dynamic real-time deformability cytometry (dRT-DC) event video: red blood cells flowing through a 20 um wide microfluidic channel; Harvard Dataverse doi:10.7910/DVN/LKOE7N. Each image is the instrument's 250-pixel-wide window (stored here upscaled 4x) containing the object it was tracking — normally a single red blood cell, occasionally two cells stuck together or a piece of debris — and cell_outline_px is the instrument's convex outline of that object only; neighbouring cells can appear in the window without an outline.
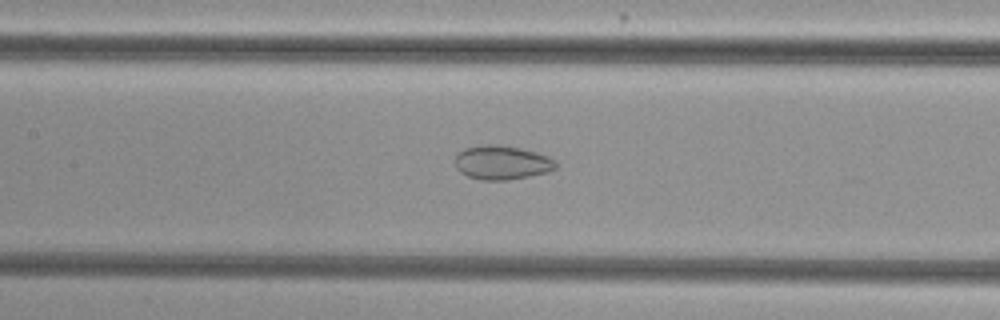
{"species": "common noctule bat (a hibernating species)", "species_latin": "Nyctalus noctula", "temperature_condition": "cold", "stored_images_in_passage": 52, "camera_frame_rate_fps": 3000, "um_per_image_px": 0.085, "animal": {"sex": "female", "body_mass_g": 29.2, "forearm_length_mm": 56.3}, "frame": {"image": 1, "passage_image": 24, "time_ms": 7.667, "image_size_px": [1000, 320], "cell_outline_px": [[556, 168], [548, 172], [508, 180], [480, 180], [468, 176], [460, 172], [456, 168], [456, 156], [464, 148], [484, 144], [488, 144], [520, 148], [536, 152], [548, 156], [556, 160]], "centroid_in_image_um": [42.67, 13.82], "position_along_channel_um": 164.7, "area_um2": 19.88}}
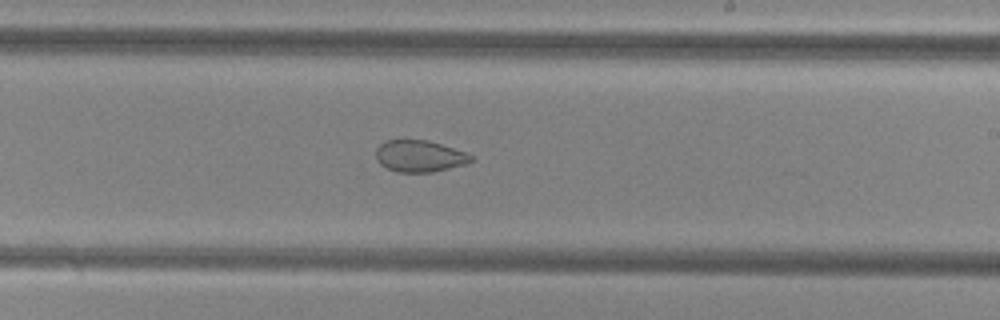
{"frame": {"image": 2, "passage_image": 31, "time_ms": 10.0, "image_size_px": [1000, 320], "cell_outline_px": [[476, 160], [468, 164], [432, 172], [396, 172], [380, 164], [376, 160], [376, 148], [384, 140], [428, 140], [464, 152], [472, 156]], "centroid_in_image_um": [35.66, 13.28], "position_along_channel_um": 253.3, "area_um2": 17.63}}
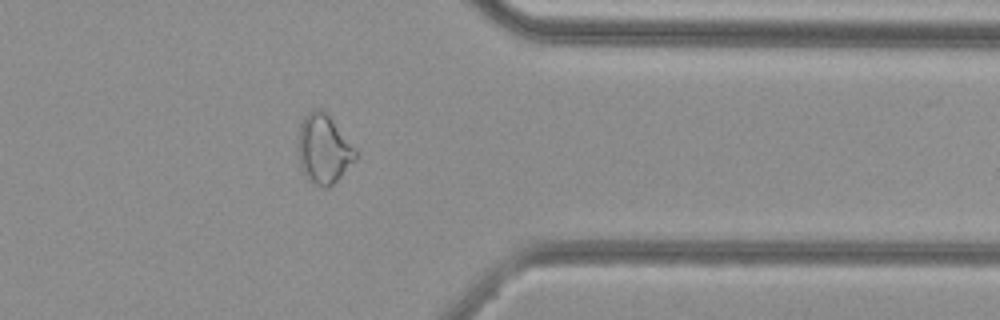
{"frame": {"image": 3, "passage_image": 42, "time_ms": 13.667, "image_size_px": [1000, 320], "cell_outline_px": [[360, 152], [356, 160], [328, 188], [324, 188], [308, 180], [300, 164], [300, 120], [312, 108], [320, 108], [328, 116]], "centroid_in_image_um": [27.56, 12.66], "position_along_channel_um": 383.8, "area_um2": 22.77}, "authors_computed_cell_mechanics": {"area_um2": 24.7384, "velocity_mm_per_s": 3.8087, "shape_relaxation_time_tau1_ms": null, "shape_relaxation_time_tau2_ms": 2.6881, "deformation_change_tau1": null, "deformation_change_tau2": 0.0816}}